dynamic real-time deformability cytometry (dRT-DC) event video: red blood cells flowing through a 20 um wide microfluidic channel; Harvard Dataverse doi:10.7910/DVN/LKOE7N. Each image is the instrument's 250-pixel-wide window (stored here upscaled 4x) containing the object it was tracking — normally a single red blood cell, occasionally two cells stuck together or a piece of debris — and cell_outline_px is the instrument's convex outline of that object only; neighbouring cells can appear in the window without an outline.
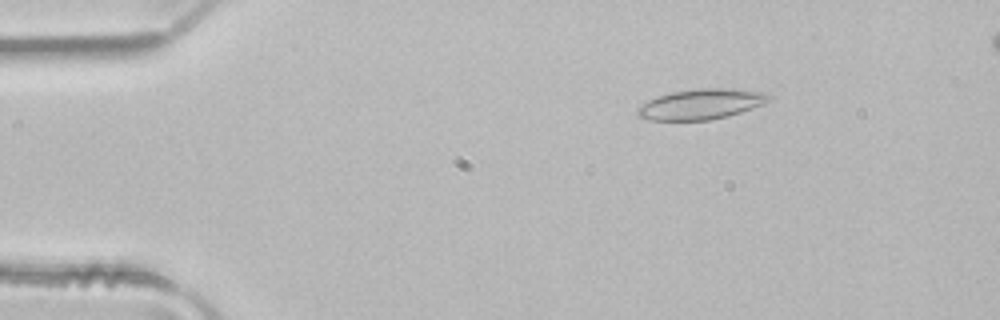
{"species": "common noctule bat (a hibernating species)", "species_latin": "Nyctalus noctula", "temperature_condition": "room temperature", "stored_images_in_passage": 5, "camera_frame_rate_fps": 3000, "um_per_image_px": 0.085, "animal": {"sex": "male", "body_mass_g": 21.5, "forearm_length_mm": 52.0}, "frame": {"image": 1, "passage_image": 3, "time_ms": 0.667, "image_size_px": [1000, 320], "cell_outline_px": [[772, 100], [764, 104], [728, 116], [708, 120], [652, 120], [636, 116], [636, 108], [648, 100], [656, 96], [672, 92], [700, 88], [732, 88], [764, 92], [772, 96]], "centroid_in_image_um": [59.6, 8.85], "position_along_channel_um": 25.4, "area_um2": 23.41}}